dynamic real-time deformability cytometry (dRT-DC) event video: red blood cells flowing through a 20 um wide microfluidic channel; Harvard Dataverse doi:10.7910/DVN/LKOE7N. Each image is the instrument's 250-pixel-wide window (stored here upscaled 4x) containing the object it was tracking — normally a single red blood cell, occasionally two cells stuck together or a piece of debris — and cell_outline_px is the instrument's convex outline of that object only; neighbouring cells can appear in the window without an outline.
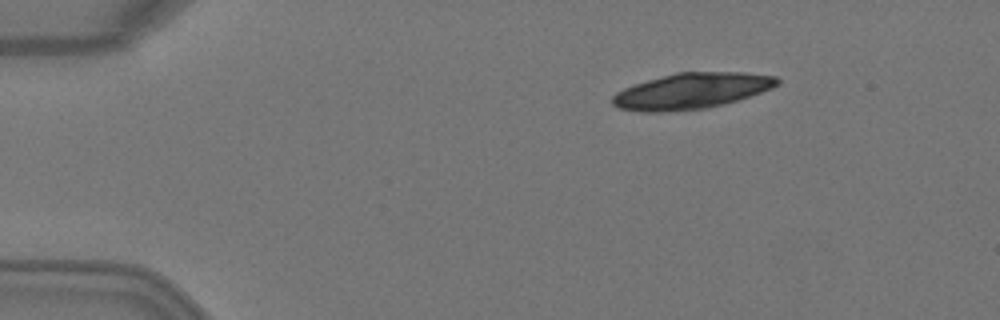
{"species": "Egyptian fruit bat (a non-hibernating species)", "species_latin": "Rousettus aegyptiacus", "temperature_condition": "warm", "stored_images_in_passage": 3, "camera_frame_rate_fps": 3000, "um_per_image_px": 0.085, "animal": {"sex": "female"}, "frame": {"image": 1, "passage_image": 1, "time_ms": 0.0, "image_size_px": [1000, 320], "cell_outline_px": [[780, 84], [772, 88], [724, 104], [704, 108], [664, 112], [644, 112], [616, 108], [612, 104], [612, 96], [616, 92], [624, 88], [648, 80], [676, 72], [744, 72], [776, 76], [780, 80]], "centroid_in_image_um": [58.77, 7.73], "position_along_channel_um": 26.2, "area_um2": 34.28}}